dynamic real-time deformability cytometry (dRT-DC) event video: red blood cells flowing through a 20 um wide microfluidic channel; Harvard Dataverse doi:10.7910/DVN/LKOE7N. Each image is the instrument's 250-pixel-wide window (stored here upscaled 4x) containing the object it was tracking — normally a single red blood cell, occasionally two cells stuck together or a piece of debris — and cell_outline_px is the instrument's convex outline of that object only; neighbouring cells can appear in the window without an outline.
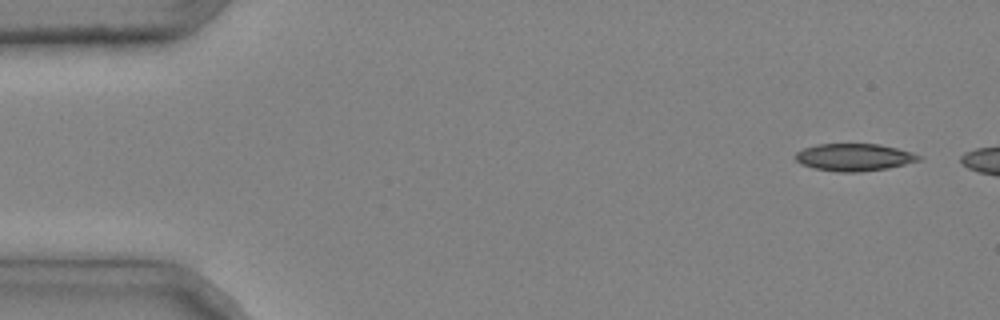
{"species": "common noctule bat (a hibernating species)", "species_latin": "Nyctalus noctula", "temperature_condition": "cold", "stored_images_in_passage": 3, "camera_frame_rate_fps": 3000, "um_per_image_px": 0.085, "animal": {"sex": "male", "body_mass_g": 20.4}, "frame": {"image": 1, "passage_image": 1, "time_ms": 0.0, "image_size_px": [1000, 320], "cell_outline_px": [[924, 160], [888, 168], [860, 172], [836, 172], [812, 168], [800, 164], [792, 156], [796, 152], [804, 148], [816, 144], [880, 144], [912, 152], [924, 156]], "centroid_in_image_um": [72.61, 13.37], "position_along_channel_um": 12.4, "area_um2": 20.06}}